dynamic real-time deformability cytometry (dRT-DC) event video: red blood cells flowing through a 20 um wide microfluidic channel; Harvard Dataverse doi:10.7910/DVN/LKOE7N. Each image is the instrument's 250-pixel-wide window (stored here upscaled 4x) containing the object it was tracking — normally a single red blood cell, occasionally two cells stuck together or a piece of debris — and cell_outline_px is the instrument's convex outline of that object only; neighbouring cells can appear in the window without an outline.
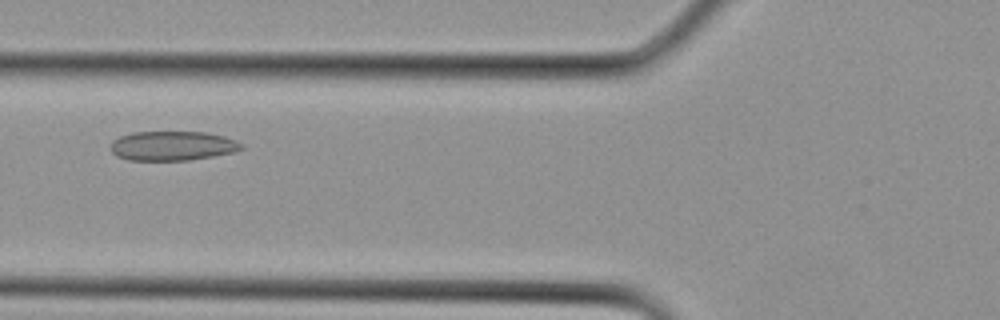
{"species": "Egyptian fruit bat (a non-hibernating species)", "species_latin": "Rousettus aegyptiacus", "temperature_condition": "cold", "stored_images_in_passage": 24, "camera_frame_rate_fps": 3000, "um_per_image_px": 0.085, "animal": {"sex": "female"}, "frame": {"image": 1, "passage_image": 5, "time_ms": 1.333, "image_size_px": [1000, 320], "cell_outline_px": [[244, 148], [236, 152], [188, 160], [128, 160], [116, 156], [112, 152], [112, 140], [120, 136], [132, 132], [208, 132], [224, 136], [236, 140], [244, 144]], "centroid_in_image_um": [14.7, 12.39], "position_along_channel_um": 111.1, "area_um2": 22.54}}
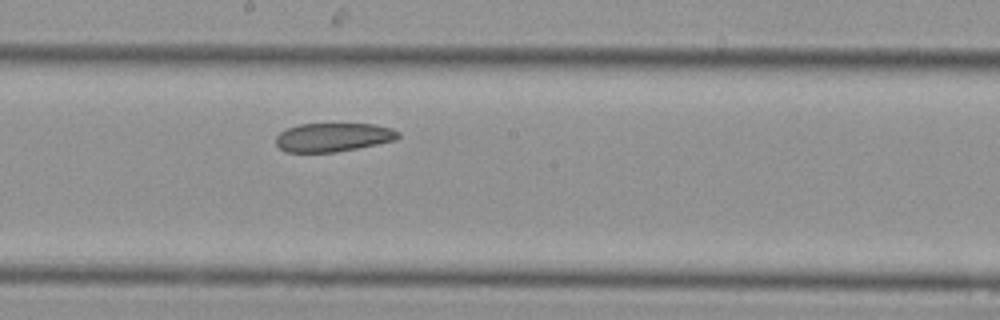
{"frame": {"image": 2, "passage_image": 10, "time_ms": 3.0, "image_size_px": [1000, 320], "cell_outline_px": [[400, 136], [396, 140], [336, 152], [284, 152], [276, 144], [276, 136], [280, 132], [288, 128], [300, 124], [372, 124], [392, 128], [400, 132]], "centroid_in_image_um": [28.32, 11.67], "position_along_channel_um": 219.9, "area_um2": 20.4}}
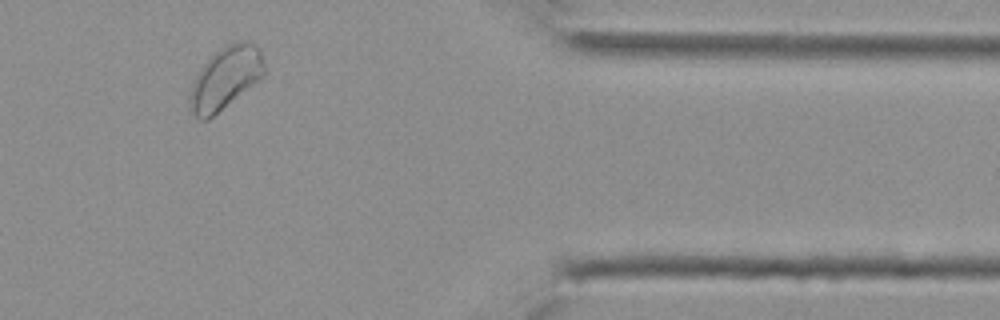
{"frame": {"image": 3, "passage_image": 19, "time_ms": 6.0, "image_size_px": [1000, 320], "cell_outline_px": [[264, 76], [208, 120], [200, 120], [188, 108], [188, 96], [192, 84], [200, 68], [216, 52], [228, 44], [236, 40], [244, 40], [256, 44], [260, 48], [264, 64]], "centroid_in_image_um": [19.15, 6.63], "position_along_channel_um": 392.3, "area_um2": 27.05}}